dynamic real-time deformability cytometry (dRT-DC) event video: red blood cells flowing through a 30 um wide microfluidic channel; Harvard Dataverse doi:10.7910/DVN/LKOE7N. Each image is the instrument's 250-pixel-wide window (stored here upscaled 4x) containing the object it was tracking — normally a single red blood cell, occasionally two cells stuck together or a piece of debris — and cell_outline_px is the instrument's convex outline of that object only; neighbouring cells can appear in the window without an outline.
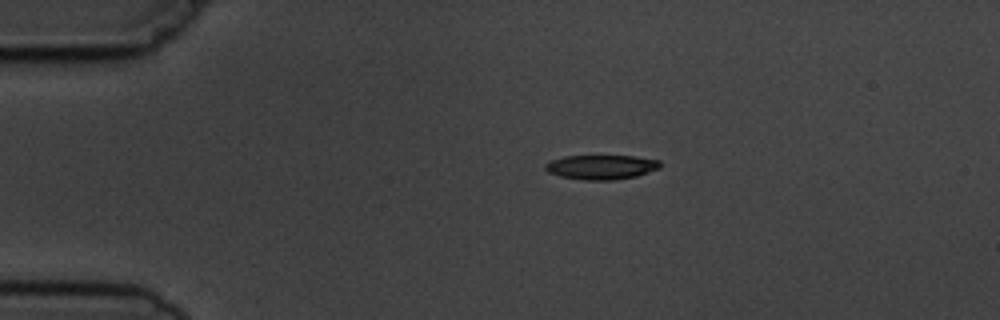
{"species": "common noctule bat (a hibernating species)", "species_latin": "Nyctalus noctula", "temperature_condition": "cold", "stored_images_in_passage": 4, "camera_frame_rate_fps": 3000, "um_per_image_px": 0.085, "animal": {"sex": "male", "body_mass_g": 19.5, "forearm_length_mm": 54.6}, "frame": {"image": 1, "passage_image": 1, "time_ms": 0.0, "image_size_px": [1000, 320], "cell_outline_px": [[660, 168], [636, 176], [612, 180], [584, 180], [560, 176], [548, 172], [544, 168], [544, 164], [552, 160], [564, 156], [636, 156], [660, 160]], "centroid_in_image_um": [51.1, 14.2], "position_along_channel_um": 33.9, "area_um2": 16.36}}
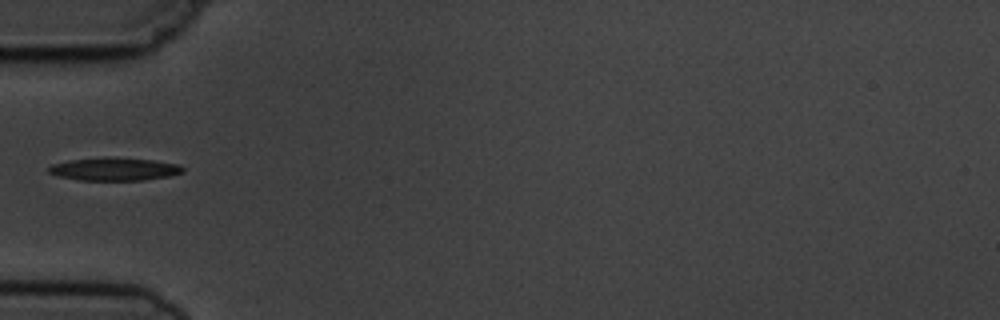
{"frame": {"image": 2, "passage_image": 3, "time_ms": 2.333, "image_size_px": [1000, 320], "cell_outline_px": [[184, 172], [172, 176], [144, 180], [80, 180], [56, 176], [48, 172], [48, 168], [52, 164], [68, 160], [104, 156], [112, 156], [152, 160], [180, 164], [184, 168]], "centroid_in_image_um": [9.73, 14.36], "position_along_channel_um": 75.3, "area_um2": 18.38}}
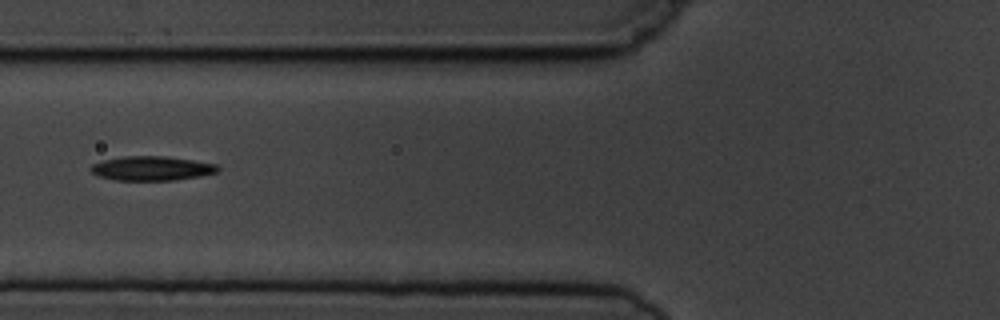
{"frame": {"image": 3, "passage_image": 4, "time_ms": 3.333, "image_size_px": [1000, 320], "cell_outline_px": [[220, 168], [216, 172], [200, 176], [176, 180], [116, 180], [100, 176], [92, 172], [88, 168], [92, 164], [104, 160], [124, 156], [164, 156], [192, 160], [216, 164]], "centroid_in_image_um": [12.89, 14.31], "position_along_channel_um": 112.9, "area_um2": 17.86}}